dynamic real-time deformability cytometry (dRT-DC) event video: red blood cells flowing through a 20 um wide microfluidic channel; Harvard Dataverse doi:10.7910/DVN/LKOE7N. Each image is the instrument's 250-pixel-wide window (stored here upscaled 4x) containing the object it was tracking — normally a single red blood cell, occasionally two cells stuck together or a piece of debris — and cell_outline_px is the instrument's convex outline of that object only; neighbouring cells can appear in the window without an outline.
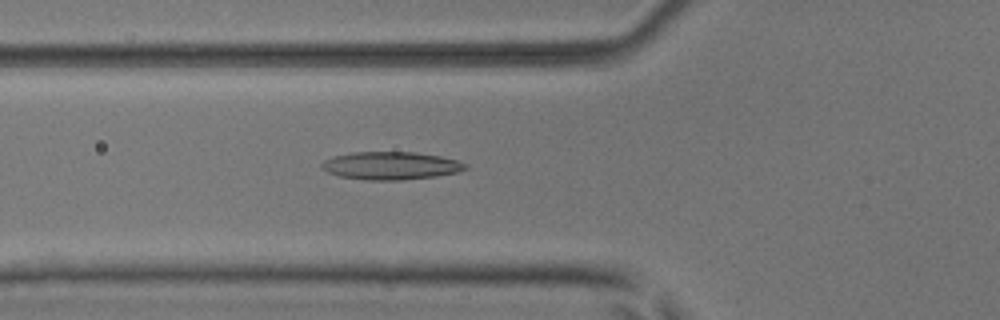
{"species": "common noctule bat (a hibernating species)", "species_latin": "Nyctalus noctula", "temperature_condition": "room temperature", "stored_images_in_passage": 37, "camera_frame_rate_fps": 3000, "um_per_image_px": 0.085, "animal": {"sex": "male", "body_mass_g": 17.9, "forearm_length_mm": 54.2}, "frame": {"image": 1, "passage_image": 5, "time_ms": 1.333, "image_size_px": [1000, 320], "cell_outline_px": [[468, 168], [460, 172], [436, 176], [404, 180], [364, 180], [340, 176], [328, 172], [320, 168], [320, 164], [324, 160], [332, 156], [352, 152], [416, 152], [440, 156], [456, 160], [468, 164]], "centroid_in_image_um": [33.22, 14.08], "position_along_channel_um": 92.6, "area_um2": 23.58}}
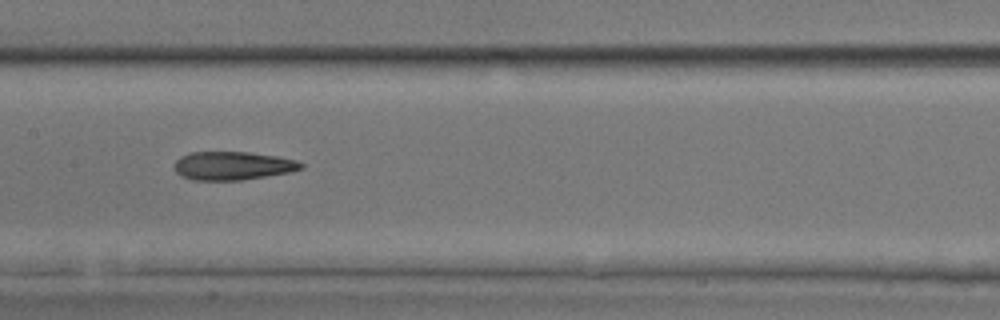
{"frame": {"image": 2, "passage_image": 12, "time_ms": 3.667, "image_size_px": [1000, 320], "cell_outline_px": [[304, 168], [292, 172], [240, 180], [192, 180], [180, 176], [176, 172], [176, 160], [180, 156], [192, 152], [248, 152], [276, 156], [296, 160], [304, 164]], "centroid_in_image_um": [19.8, 14.09], "position_along_channel_um": 187.6, "area_um2": 20.98}}
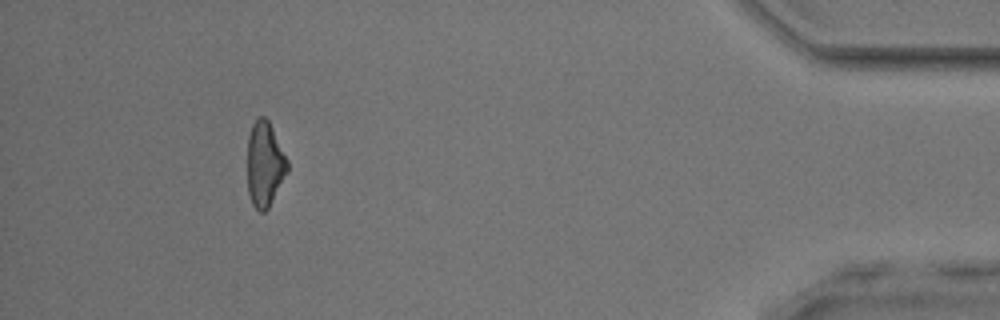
{"frame": {"image": 3, "passage_image": 33, "time_ms": 10.667, "image_size_px": [1000, 320], "cell_outline_px": [[288, 172], [268, 208], [264, 212], [260, 212], [252, 204], [248, 192], [248, 136], [252, 124], [260, 116], [264, 116], [268, 120], [288, 160]], "centroid_in_image_um": [22.51, 13.96], "position_along_channel_um": 412.7, "area_um2": 19.71}, "authors_computed_cell_mechanics": {"area_um2": 21.0392, "velocity_mm_per_s": 4.0703, "shape_relaxation_time_tau1_ms": null, "shape_relaxation_time_tau2_ms": 4.4212, "deformation_change_tau1": null, "deformation_change_tau2": 0.1645}}